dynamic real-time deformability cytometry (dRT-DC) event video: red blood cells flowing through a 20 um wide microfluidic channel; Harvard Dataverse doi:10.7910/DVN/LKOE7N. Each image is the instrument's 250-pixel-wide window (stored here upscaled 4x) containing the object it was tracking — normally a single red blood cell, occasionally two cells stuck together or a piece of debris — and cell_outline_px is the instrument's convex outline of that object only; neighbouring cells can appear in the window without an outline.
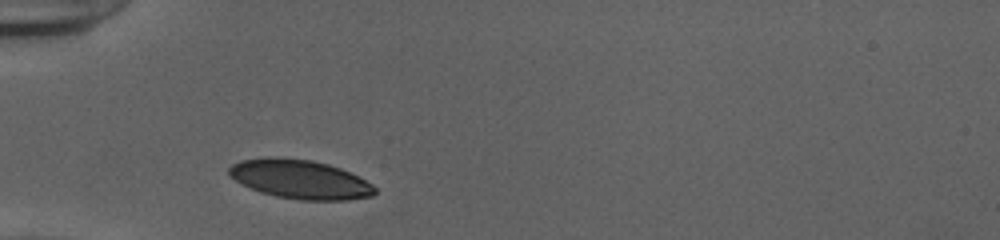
{"species": "human", "species_latin": "Homo sapiens", "temperature_condition": "cold", "stored_images_in_passage": 29, "camera_frame_rate_fps": 3000, "um_per_image_px": 0.085, "donor": {"sex": "female"}, "frame": {"image": 1, "passage_image": 1, "time_ms": 0.0, "image_size_px": [1000, 240], "cell_outline_px": [[376, 192], [372, 196], [348, 200], [300, 200], [276, 196], [260, 192], [236, 180], [228, 172], [228, 168], [232, 164], [240, 160], [264, 156], [276, 156], [312, 160], [328, 164], [340, 168], [372, 184], [376, 188]], "centroid_in_image_um": [25.49, 15.22], "position_along_channel_um": 59.5, "area_um2": 33.12}}
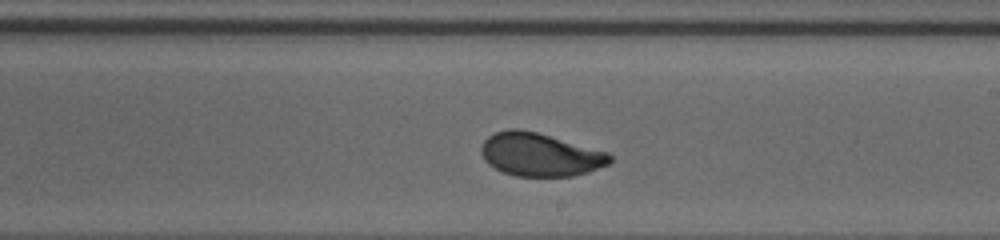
{"frame": {"image": 2, "passage_image": 16, "time_ms": 5.0, "image_size_px": [1000, 240], "cell_outline_px": [[612, 160], [608, 164], [588, 172], [572, 176], [516, 176], [504, 172], [488, 164], [484, 160], [480, 148], [484, 140], [488, 136], [496, 132], [508, 128], [520, 128], [536, 132], [608, 152], [612, 156]], "centroid_in_image_um": [45.88, 13.13], "position_along_channel_um": 243.1, "area_um2": 32.31}}
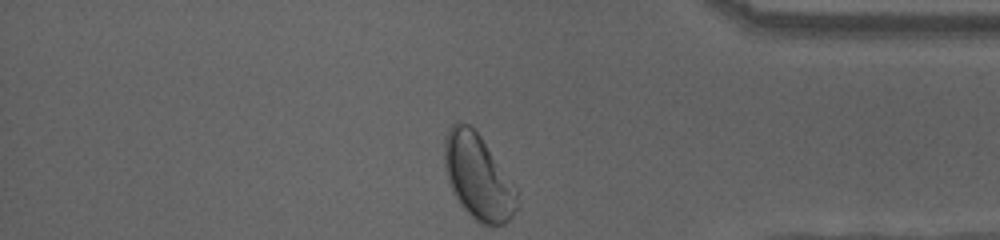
{"frame": {"image": 3, "passage_image": 29, "time_ms": 9.333, "image_size_px": [1000, 240], "cell_outline_px": [[520, 204], [512, 216], [504, 224], [480, 224], [464, 208], [452, 192], [444, 168], [444, 136], [448, 128], [456, 120], [468, 124], [480, 136], [516, 188]], "centroid_in_image_um": [40.61, 15.02], "position_along_channel_um": 394.6, "area_um2": 35.78}, "authors_computed_cell_mechanics": {"area_um2": 32.8304, "velocity_mm_per_s": 3.8668, "shape_relaxation_time_tau1_ms": 2.6704, "shape_relaxation_time_tau2_ms": null, "deformation_change_tau1": 0.1269, "deformation_change_tau2": null}}